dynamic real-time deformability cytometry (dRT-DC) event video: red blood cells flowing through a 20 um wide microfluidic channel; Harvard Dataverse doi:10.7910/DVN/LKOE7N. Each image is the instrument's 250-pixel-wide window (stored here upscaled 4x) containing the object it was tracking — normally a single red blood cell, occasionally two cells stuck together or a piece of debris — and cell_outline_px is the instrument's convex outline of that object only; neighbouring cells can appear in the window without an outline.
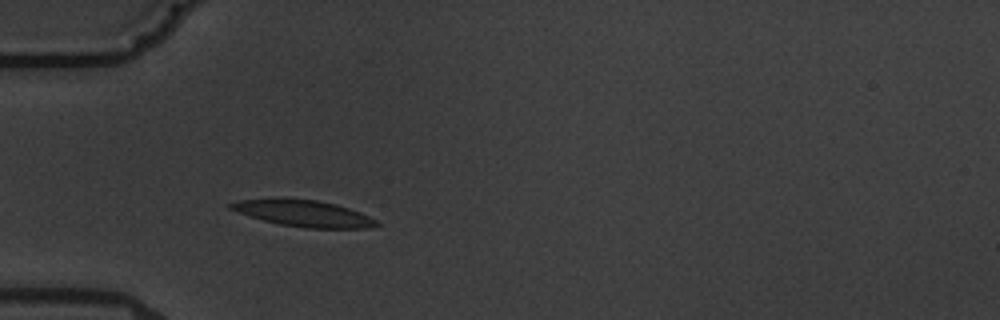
{"species": "common noctule bat (a hibernating species)", "species_latin": "Nyctalus noctula", "temperature_condition": "warm", "stored_images_in_passage": 3, "camera_frame_rate_fps": 3000, "um_per_image_px": 0.085, "animal": {"sex": "male", "body_mass_g": 19.5, "forearm_length_mm": 54.6}, "frame": {"image": 1, "passage_image": 3, "time_ms": 2.333, "image_size_px": [1000, 320], "cell_outline_px": [[380, 224], [364, 228], [304, 228], [280, 224], [264, 220], [228, 208], [228, 204], [240, 200], [272, 196], [276, 196], [316, 200], [336, 204], [360, 212], [376, 220]], "centroid_in_image_um": [25.75, 18.1], "position_along_channel_um": 59.3, "area_um2": 22.66}}